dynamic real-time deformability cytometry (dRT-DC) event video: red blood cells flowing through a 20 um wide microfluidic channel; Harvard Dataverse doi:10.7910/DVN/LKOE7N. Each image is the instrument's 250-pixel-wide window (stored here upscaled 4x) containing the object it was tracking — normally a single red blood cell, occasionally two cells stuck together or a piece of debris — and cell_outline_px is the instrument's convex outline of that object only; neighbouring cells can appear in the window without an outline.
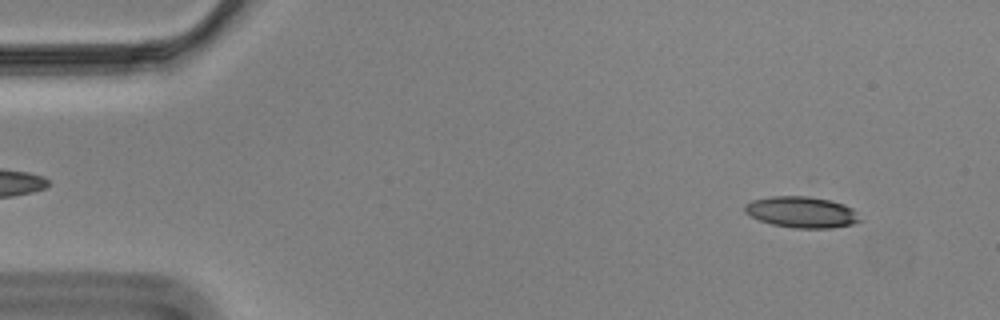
{"species": "Egyptian fruit bat (a non-hibernating species)", "species_latin": "Rousettus aegyptiacus", "temperature_condition": "cold", "stored_images_in_passage": 51, "camera_frame_rate_fps": 3000, "um_per_image_px": 0.085, "animal": {"sex": "male"}, "frame": {"image": 1, "passage_image": 5, "time_ms": 1.333, "image_size_px": [1000, 320], "cell_outline_px": [[864, 220], [852, 224], [832, 228], [792, 228], [772, 224], [748, 216], [744, 212], [744, 204], [752, 200], [772, 196], [808, 196], [828, 200], [844, 204], [852, 208]], "centroid_in_image_um": [68.13, 18.03], "position_along_channel_um": 16.9, "area_um2": 21.1}}
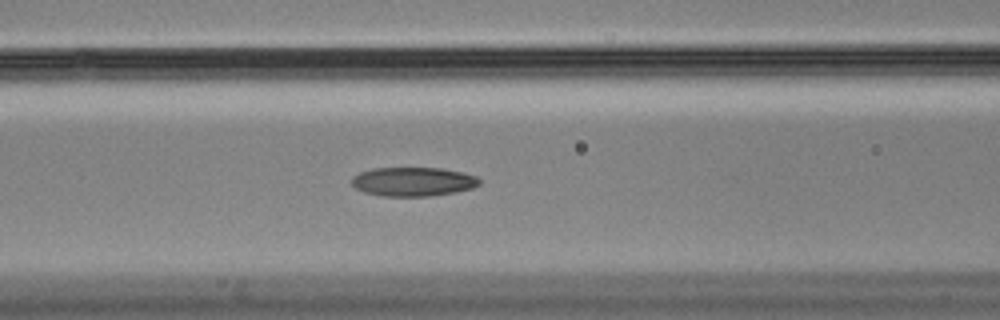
{"frame": {"image": 2, "passage_image": 23, "time_ms": 7.333, "image_size_px": [1000, 320], "cell_outline_px": [[480, 184], [472, 188], [456, 192], [428, 196], [380, 196], [364, 192], [356, 188], [352, 184], [352, 176], [360, 172], [372, 168], [440, 168], [460, 172], [476, 176], [480, 180]], "centroid_in_image_um": [35.09, 15.44], "position_along_channel_um": 131.5, "area_um2": 21.56}}
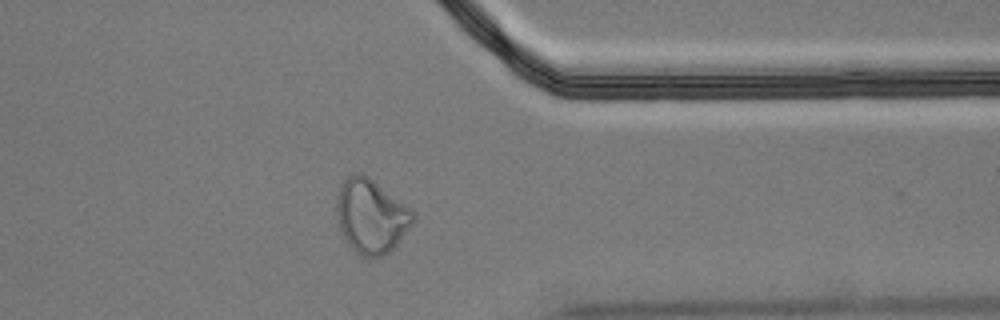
{"frame": {"image": 3, "passage_image": 45, "time_ms": 14.667, "image_size_px": [1000, 320], "cell_outline_px": [[416, 220], [396, 244], [388, 252], [380, 256], [360, 256], [344, 240], [340, 228], [336, 212], [336, 200], [340, 184], [348, 176], [356, 172], [364, 172], [412, 208], [416, 216]], "centroid_in_image_um": [31.55, 18.32], "position_along_channel_um": 379.9, "area_um2": 33.35}, "authors_computed_cell_mechanics": {"area_um2": 21.8484, "velocity_mm_per_s": 3.4899, "shape_relaxation_time_tau1_ms": null, "shape_relaxation_time_tau2_ms": 3.197, "deformation_change_tau1": null, "deformation_change_tau2": 0.0896}}